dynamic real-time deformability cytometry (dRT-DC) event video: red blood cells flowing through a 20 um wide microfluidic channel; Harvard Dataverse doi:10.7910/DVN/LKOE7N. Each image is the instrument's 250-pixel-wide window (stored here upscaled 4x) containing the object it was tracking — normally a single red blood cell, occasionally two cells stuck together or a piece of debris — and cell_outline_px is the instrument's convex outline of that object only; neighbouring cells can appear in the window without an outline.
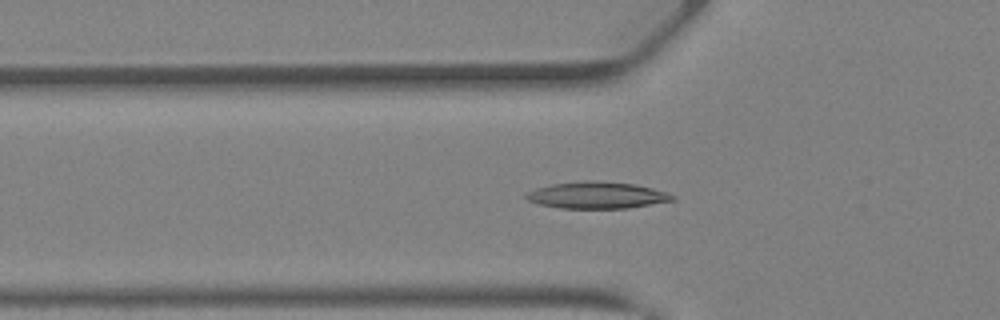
{"species": "Egyptian fruit bat (a non-hibernating species)", "species_latin": "Rousettus aegyptiacus", "temperature_condition": "warm", "stored_images_in_passage": 42, "camera_frame_rate_fps": 3000, "um_per_image_px": 0.085, "animal": {"sex": "female"}, "frame": {"image": 1, "passage_image": 15, "time_ms": 4.667, "image_size_px": [1000, 320], "cell_outline_px": [[676, 200], [628, 208], [560, 208], [540, 204], [528, 200], [524, 196], [528, 192], [536, 188], [552, 184], [588, 180], [592, 180], [636, 184], [668, 192], [676, 196]], "centroid_in_image_um": [50.79, 16.59], "position_along_channel_um": 75.0, "area_um2": 22.77}}
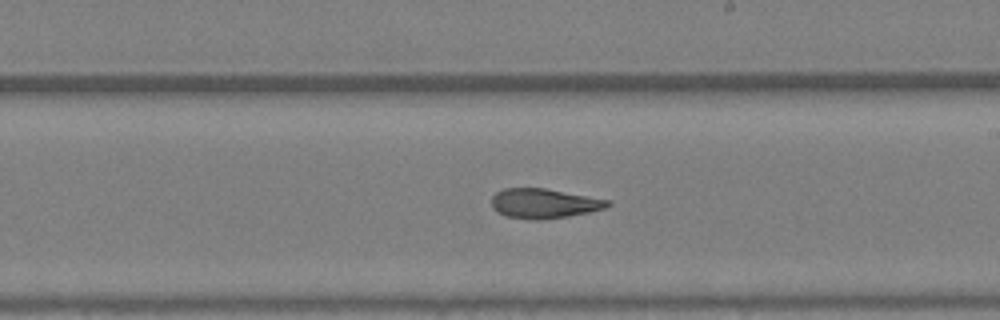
{"frame": {"image": 2, "passage_image": 25, "time_ms": 8.0, "image_size_px": [1000, 320], "cell_outline_px": [[612, 204], [604, 208], [588, 212], [568, 216], [540, 220], [536, 220], [504, 216], [492, 208], [492, 196], [496, 192], [504, 188], [544, 188], [612, 200]], "centroid_in_image_um": [46.24, 17.29], "position_along_channel_um": 242.8, "area_um2": 20.11}}
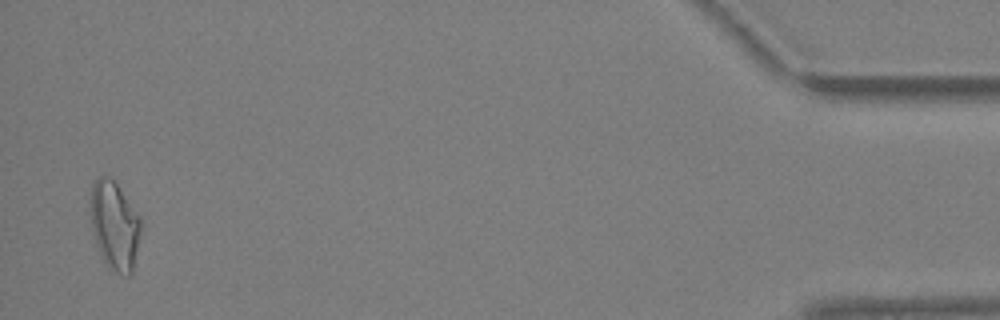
{"frame": {"image": 3, "passage_image": 41, "time_ms": 13.333, "image_size_px": [1000, 320], "cell_outline_px": [[144, 224], [132, 272], [128, 276], [116, 272], [108, 268], [100, 256], [92, 232], [88, 200], [92, 184], [100, 176], [112, 176]], "centroid_in_image_um": [9.72, 19.16], "position_along_channel_um": 425.5, "area_um2": 26.82}}